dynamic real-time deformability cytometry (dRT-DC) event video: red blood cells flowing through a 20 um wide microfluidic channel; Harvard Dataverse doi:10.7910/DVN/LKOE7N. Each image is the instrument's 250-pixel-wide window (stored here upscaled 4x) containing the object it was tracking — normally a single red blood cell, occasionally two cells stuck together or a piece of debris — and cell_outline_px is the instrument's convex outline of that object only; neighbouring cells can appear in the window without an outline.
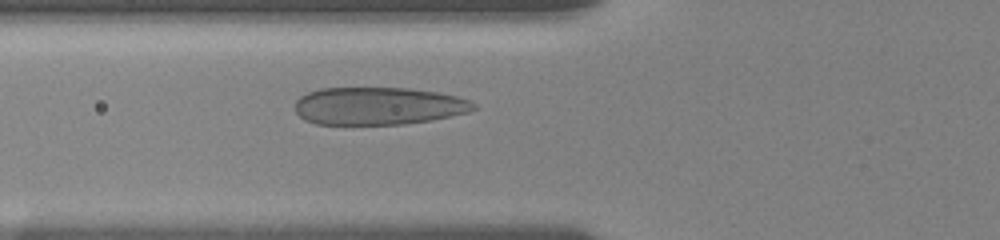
{"species": "human", "species_latin": "Homo sapiens", "temperature_condition": "room temperature", "stored_images_in_passage": 45, "camera_frame_rate_fps": 3000, "um_per_image_px": 0.085, "donor": {"sex": "female"}, "frame": {"image": 1, "passage_image": 5, "time_ms": 1.667, "image_size_px": [1000, 240], "cell_outline_px": [[476, 108], [468, 112], [432, 120], [404, 124], [316, 124], [304, 120], [296, 112], [296, 100], [300, 96], [308, 92], [320, 88], [412, 88], [436, 92], [456, 96], [472, 100], [476, 104]], "centroid_in_image_um": [32.17, 9.0], "position_along_channel_um": 93.6, "area_um2": 39.3}}
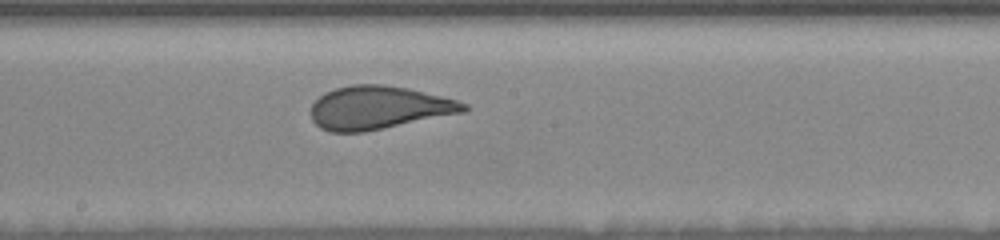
{"frame": {"image": 2, "passage_image": 14, "time_ms": 5.0, "image_size_px": [1000, 240], "cell_outline_px": [[468, 112], [364, 132], [328, 132], [320, 128], [312, 120], [312, 104], [324, 92], [336, 88], [352, 84], [384, 84], [408, 88], [456, 100], [468, 104]], "centroid_in_image_um": [32.2, 9.16], "position_along_channel_um": 216.0, "area_um2": 38.67}}
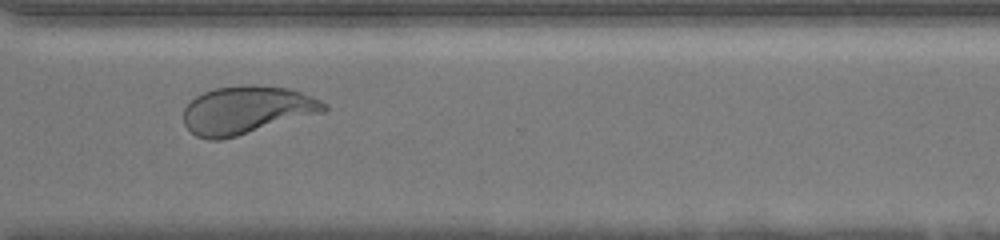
{"frame": {"image": 3, "passage_image": 27, "time_ms": 8.667, "image_size_px": [1000, 240], "cell_outline_px": [[328, 108], [324, 112], [236, 136], [220, 140], [208, 140], [196, 136], [184, 124], [184, 108], [196, 96], [204, 92], [216, 88], [244, 84], [252, 84], [288, 88], [300, 92], [320, 100], [328, 104]], "centroid_in_image_um": [20.96, 9.35], "position_along_channel_um": 349.6, "area_um2": 39.07}, "authors_computed_cell_mechanics": {"area_um2": 39.882, "velocity_mm_per_s": 3.6557, "shape_relaxation_time_tau1_ms": 4.8923, "shape_relaxation_time_tau2_ms": null, "deformation_change_tau1": 0.1721, "deformation_change_tau2": null}}